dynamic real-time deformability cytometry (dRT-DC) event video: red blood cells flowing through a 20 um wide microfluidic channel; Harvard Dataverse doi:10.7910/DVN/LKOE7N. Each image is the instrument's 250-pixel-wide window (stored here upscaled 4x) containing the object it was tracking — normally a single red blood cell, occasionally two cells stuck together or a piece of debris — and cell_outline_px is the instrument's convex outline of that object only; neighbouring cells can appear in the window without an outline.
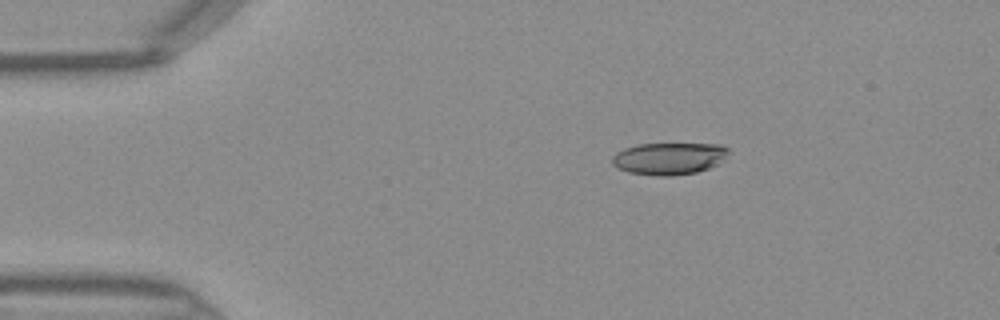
{"species": "Egyptian fruit bat (a non-hibernating species)", "species_latin": "Rousettus aegyptiacus", "temperature_condition": "warm", "stored_images_in_passage": 40, "segment_of_instrument_passage": [1, 2], "camera_frame_rate_fps": 3000, "um_per_image_px": 0.085, "frame": {"image": 1, "passage_image": 1, "time_ms": 0.0, "image_size_px": [1000, 320], "cell_outline_px": [[728, 152], [716, 164], [708, 168], [696, 172], [672, 176], [656, 176], [628, 172], [616, 168], [612, 164], [612, 156], [616, 152], [624, 148], [636, 144], [720, 144], [728, 148]], "centroid_in_image_um": [56.79, 13.47], "position_along_channel_um": 28.2, "area_um2": 21.68}}
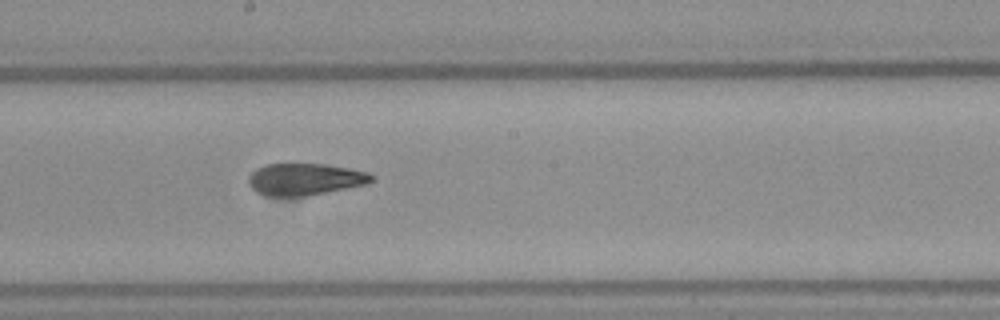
{"frame": {"image": 2, "passage_image": 18, "time_ms": 5.667, "image_size_px": [1000, 320], "cell_outline_px": [[376, 180], [368, 184], [304, 196], [264, 196], [256, 192], [248, 184], [248, 176], [256, 168], [264, 164], [324, 164], [348, 168], [368, 172], [376, 176]], "centroid_in_image_um": [25.92, 15.23], "position_along_channel_um": 222.3, "area_um2": 23.06}}
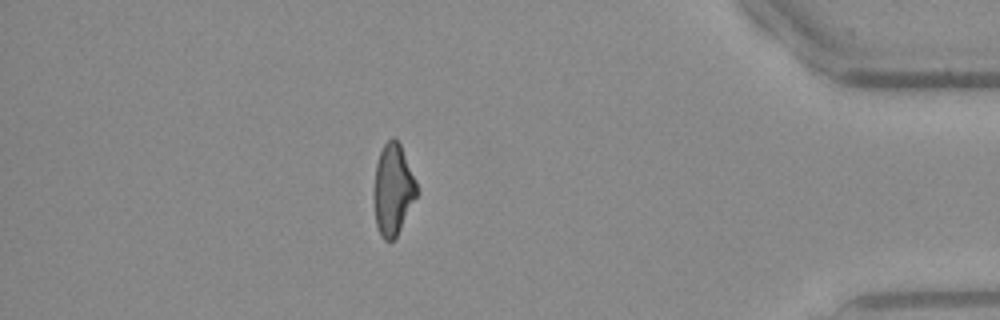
{"frame": {"image": 3, "passage_image": 33, "time_ms": 10.667, "image_size_px": [1000, 320], "cell_outline_px": [[420, 192], [396, 236], [392, 240], [384, 240], [380, 236], [376, 224], [372, 196], [376, 164], [380, 152], [384, 144], [392, 136], [400, 144], [416, 180]], "centroid_in_image_um": [33.4, 16.12], "position_along_channel_um": 401.8, "area_um2": 23.12}}